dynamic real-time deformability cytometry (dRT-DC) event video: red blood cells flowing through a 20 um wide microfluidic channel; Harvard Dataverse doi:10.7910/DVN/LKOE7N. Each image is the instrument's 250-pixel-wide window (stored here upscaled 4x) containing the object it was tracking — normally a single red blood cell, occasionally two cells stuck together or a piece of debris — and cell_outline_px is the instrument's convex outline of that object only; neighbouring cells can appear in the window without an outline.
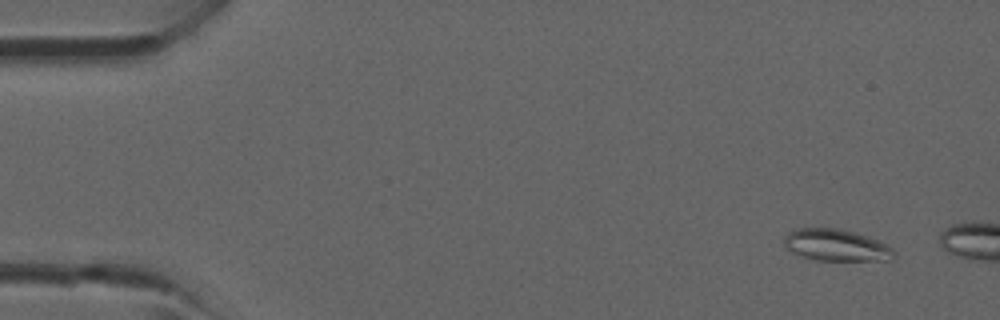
{"species": "common noctule bat (a hibernating species)", "species_latin": "Nyctalus noctula", "temperature_condition": "room temperature", "stored_images_in_passage": 2, "camera_frame_rate_fps": 3000, "um_per_image_px": 0.085, "animal": {"sex": "male", "forearm_length_mm": 52.5}, "frame": {"image": 1, "passage_image": 2, "time_ms": 2.333, "image_size_px": [1000, 320], "cell_outline_px": [[896, 252], [892, 260], [816, 260], [792, 252], [784, 244], [784, 236], [788, 232], [800, 228], [836, 228], [856, 232], [888, 244]], "centroid_in_image_um": [71.11, 20.83], "position_along_channel_um": 13.9, "area_um2": 20.29}}